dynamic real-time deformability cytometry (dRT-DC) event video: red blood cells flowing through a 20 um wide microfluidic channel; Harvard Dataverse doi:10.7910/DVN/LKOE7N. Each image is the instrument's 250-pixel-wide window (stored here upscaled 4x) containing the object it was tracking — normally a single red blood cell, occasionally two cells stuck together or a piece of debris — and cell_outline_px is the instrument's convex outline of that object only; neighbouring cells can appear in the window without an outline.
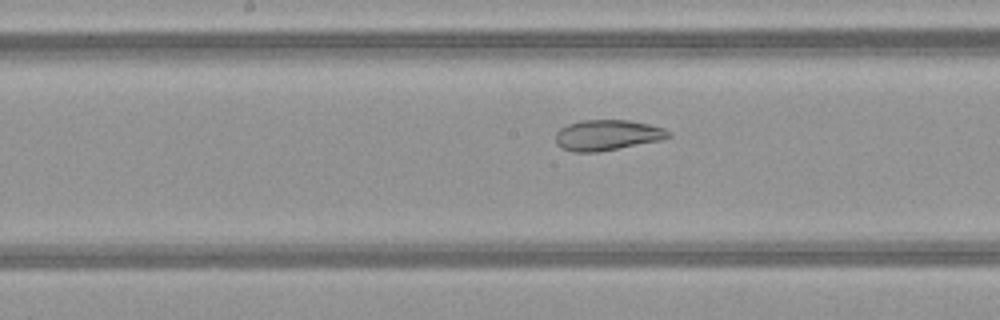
{"species": "common noctule bat (a hibernating species)", "species_latin": "Nyctalus noctula", "temperature_condition": "warm", "stored_images_in_passage": 50, "camera_frame_rate_fps": 3000, "um_per_image_px": 0.085, "animal": {"sex": "female", "body_mass_g": 21.9}, "frame": {"image": 1, "passage_image": 26, "time_ms": 8.333, "image_size_px": [1000, 320], "cell_outline_px": [[672, 136], [660, 140], [596, 152], [572, 152], [560, 148], [556, 144], [556, 132], [560, 128], [568, 124], [580, 120], [628, 120], [648, 124], [664, 128], [672, 132]], "centroid_in_image_um": [51.59, 11.48], "position_along_channel_um": 196.6, "area_um2": 20.11}}
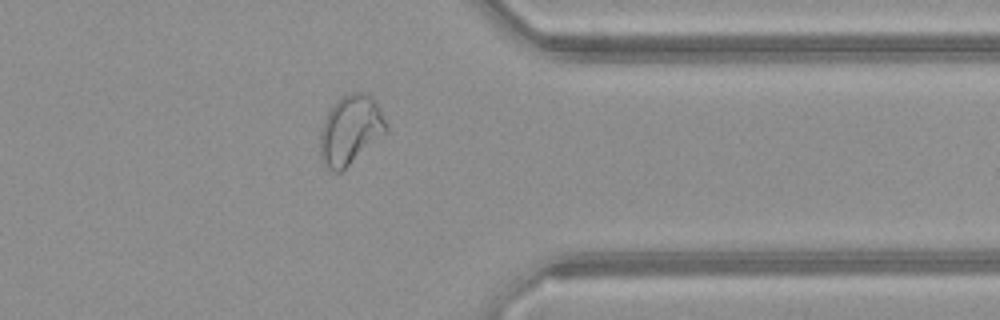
{"frame": {"image": 2, "passage_image": 40, "time_ms": 13.0, "image_size_px": [1000, 320], "cell_outline_px": [[388, 132], [340, 172], [332, 172], [324, 164], [320, 156], [320, 132], [324, 120], [332, 104], [336, 100], [352, 92], [368, 92], [372, 96], [380, 108], [388, 124]], "centroid_in_image_um": [29.81, 11.03], "position_along_channel_um": 381.6, "area_um2": 26.88}}
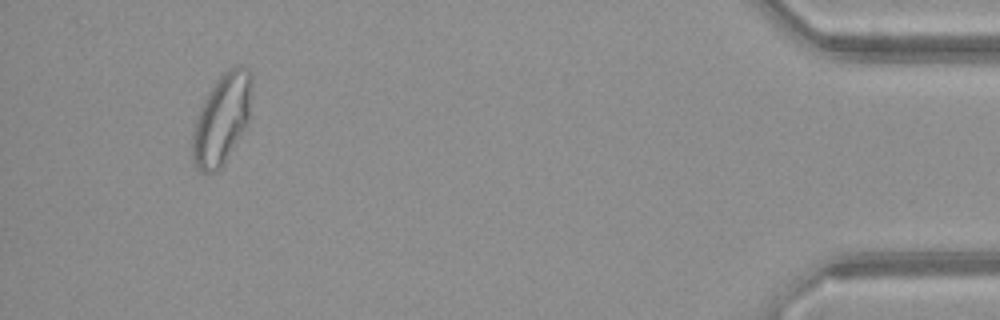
{"frame": {"image": 3, "passage_image": 47, "time_ms": 15.333, "image_size_px": [1000, 320], "cell_outline_px": [[252, 84], [248, 120], [220, 168], [216, 172], [200, 172], [196, 168], [192, 160], [192, 136], [196, 120], [200, 108], [204, 100], [216, 80], [224, 72], [236, 64], [244, 64], [252, 72]], "centroid_in_image_um": [18.85, 10.07], "position_along_channel_um": 416.4, "area_um2": 30.81}, "authors_computed_cell_mechanics": {"area_um2": 28.2064, "velocity_mm_per_s": 4.172, "shape_relaxation_time_tau1_ms": null, "shape_relaxation_time_tau2_ms": 1.5957, "deformation_change_tau1": null, "deformation_change_tau2": 0.0811}}